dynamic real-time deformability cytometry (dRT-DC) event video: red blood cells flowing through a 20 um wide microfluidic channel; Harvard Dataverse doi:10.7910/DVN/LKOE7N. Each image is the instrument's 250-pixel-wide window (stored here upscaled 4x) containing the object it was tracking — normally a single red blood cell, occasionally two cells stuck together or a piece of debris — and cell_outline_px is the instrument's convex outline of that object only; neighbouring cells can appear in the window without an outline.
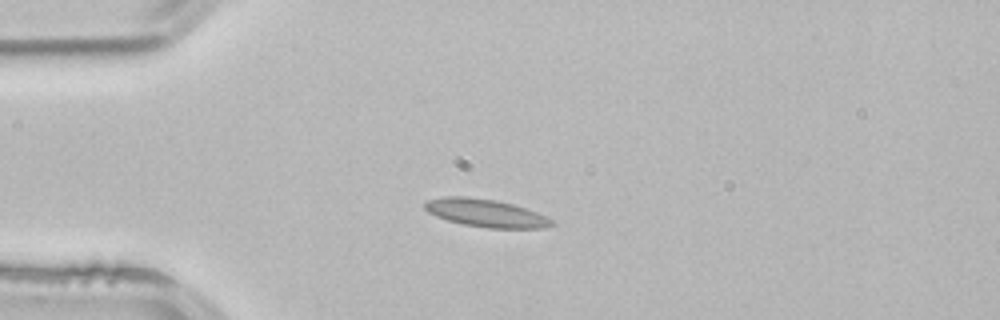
{"species": "common noctule bat (a hibernating species)", "species_latin": "Nyctalus noctula", "temperature_condition": "room temperature", "stored_images_in_passage": 4, "camera_frame_rate_fps": 3000, "um_per_image_px": 0.085, "animal": {"sex": "male", "body_mass_g": 21.5, "forearm_length_mm": 52.0}, "frame": {"image": 1, "passage_image": 3, "time_ms": 0.667, "image_size_px": [1000, 320], "cell_outline_px": [[556, 224], [544, 228], [488, 228], [464, 224], [448, 220], [436, 216], [428, 212], [424, 208], [424, 204], [428, 200], [444, 196], [464, 196], [496, 200], [512, 204], [536, 212], [552, 220]], "centroid_in_image_um": [41.28, 18.11], "position_along_channel_um": 43.7, "area_um2": 20.4}}